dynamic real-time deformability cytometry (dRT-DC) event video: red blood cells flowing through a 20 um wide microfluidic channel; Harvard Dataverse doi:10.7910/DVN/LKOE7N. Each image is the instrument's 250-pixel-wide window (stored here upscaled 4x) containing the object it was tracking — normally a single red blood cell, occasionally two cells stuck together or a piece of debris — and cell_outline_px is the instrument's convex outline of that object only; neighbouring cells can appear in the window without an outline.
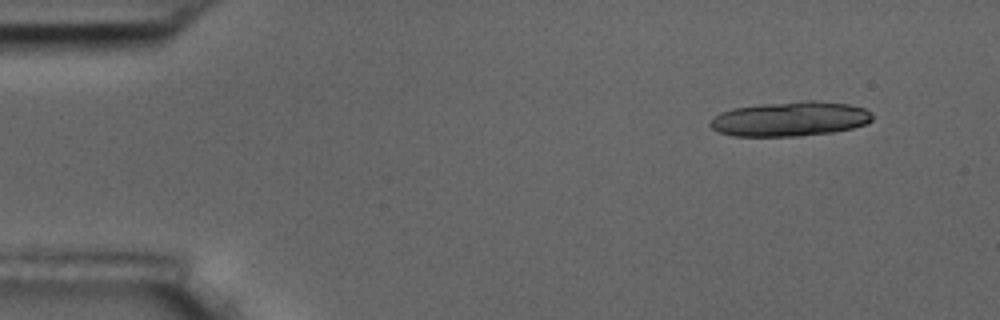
{"species": "common noctule bat (a hibernating species)", "species_latin": "Nyctalus noctula", "temperature_condition": "room temperature", "stored_images_in_passage": 5, "camera_frame_rate_fps": 3000, "um_per_image_px": 0.085, "animal": {"sex": "male", "body_mass_g": 17.5, "forearm_length_mm": 52.3}, "frame": {"image": 1, "passage_image": 1, "time_ms": 0.0, "image_size_px": [1000, 320], "cell_outline_px": [[872, 120], [864, 124], [852, 128], [832, 132], [800, 136], [732, 136], [720, 132], [712, 128], [708, 124], [720, 112], [732, 108], [760, 104], [800, 100], [816, 100], [848, 104], [864, 108], [872, 112]], "centroid_in_image_um": [67.16, 10.1], "position_along_channel_um": 17.8, "area_um2": 32.89}}